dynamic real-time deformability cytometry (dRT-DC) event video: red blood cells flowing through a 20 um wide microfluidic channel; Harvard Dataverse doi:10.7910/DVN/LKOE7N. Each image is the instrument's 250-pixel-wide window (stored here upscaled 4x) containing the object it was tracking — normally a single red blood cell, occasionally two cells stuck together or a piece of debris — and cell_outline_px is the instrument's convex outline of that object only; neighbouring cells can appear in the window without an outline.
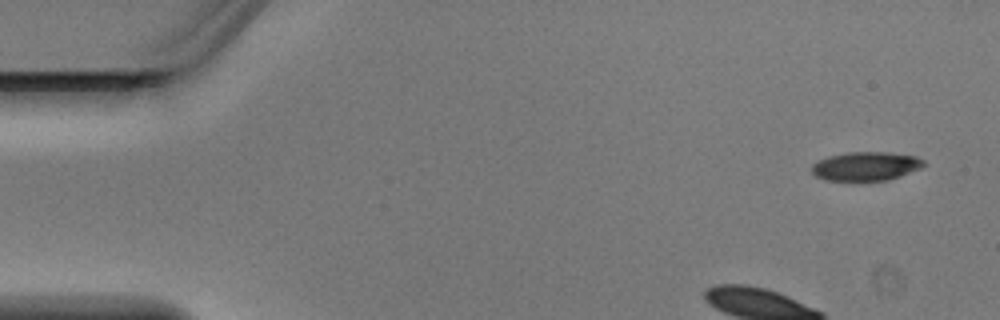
{"species": "Egyptian fruit bat (a non-hibernating species)", "species_latin": "Rousettus aegyptiacus", "temperature_condition": "warm", "stored_images_in_passage": 5, "camera_frame_rate_fps": 3000, "um_per_image_px": 0.085, "animal": {"sex": "male"}, "frame": {"image": 1, "passage_image": 1, "time_ms": 0.0, "image_size_px": [1000, 320], "cell_outline_px": [[924, 164], [920, 168], [900, 176], [888, 180], [860, 184], [824, 180], [816, 176], [812, 172], [812, 164], [816, 160], [828, 156], [848, 152], [888, 152], [916, 156], [924, 160]], "centroid_in_image_um": [73.54, 14.18], "position_along_channel_um": 11.5, "area_um2": 19.71}}